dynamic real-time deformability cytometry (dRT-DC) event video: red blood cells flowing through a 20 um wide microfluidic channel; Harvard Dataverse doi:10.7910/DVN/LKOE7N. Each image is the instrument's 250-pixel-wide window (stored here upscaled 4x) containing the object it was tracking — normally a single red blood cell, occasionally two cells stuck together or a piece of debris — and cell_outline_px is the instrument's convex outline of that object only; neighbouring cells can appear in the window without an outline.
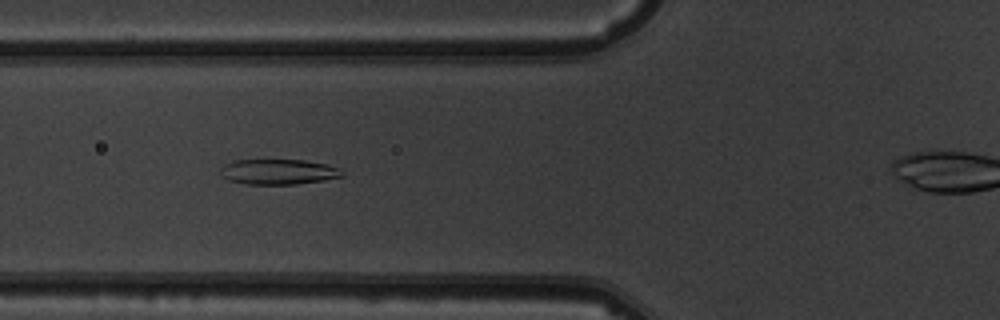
{"species": "common noctule bat (a hibernating species)", "species_latin": "Nyctalus noctula", "temperature_condition": "warm", "stored_images_in_passage": 10, "segment_of_instrument_passage": [1, 2], "camera_frame_rate_fps": 3000, "um_per_image_px": 0.085, "animal": {"sex": "male", "body_mass_g": 19.5, "forearm_length_mm": 54.6}, "frame": {"image": 1, "passage_image": 5, "time_ms": 4.667, "image_size_px": [1000, 320], "cell_outline_px": [[344, 176], [324, 180], [296, 184], [248, 184], [228, 180], [220, 172], [220, 168], [224, 164], [232, 160], [304, 160], [328, 164], [344, 172]], "centroid_in_image_um": [23.66, 14.6], "position_along_channel_um": 102.1, "area_um2": 17.92}}
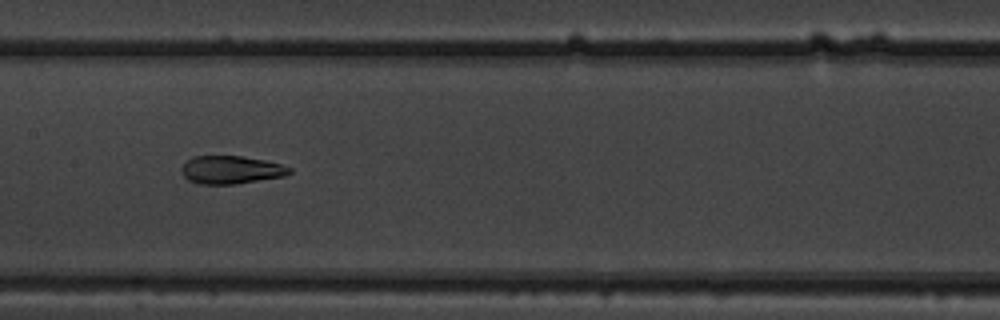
{"frame": {"image": 2, "passage_image": 7, "time_ms": 7.0, "image_size_px": [1000, 320], "cell_outline_px": [[292, 172], [284, 176], [236, 184], [200, 184], [188, 180], [180, 172], [180, 168], [192, 156], [244, 156], [264, 160], [280, 164], [292, 168]], "centroid_in_image_um": [19.62, 14.43], "position_along_channel_um": 187.8, "area_um2": 17.69}}
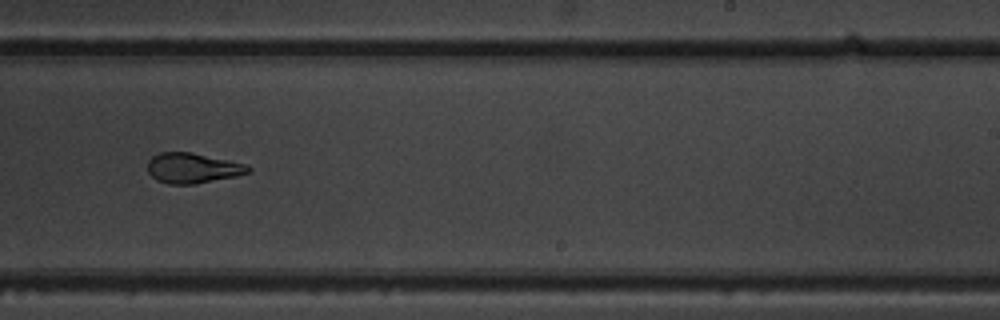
{"frame": {"image": 3, "passage_image": 9, "time_ms": 9.333, "image_size_px": [1000, 320], "cell_outline_px": [[252, 172], [236, 176], [196, 184], [168, 184], [156, 180], [148, 172], [148, 160], [152, 156], [160, 152], [192, 152], [248, 164], [252, 168]], "centroid_in_image_um": [16.41, 14.28], "position_along_channel_um": 272.6, "area_um2": 17.98}}